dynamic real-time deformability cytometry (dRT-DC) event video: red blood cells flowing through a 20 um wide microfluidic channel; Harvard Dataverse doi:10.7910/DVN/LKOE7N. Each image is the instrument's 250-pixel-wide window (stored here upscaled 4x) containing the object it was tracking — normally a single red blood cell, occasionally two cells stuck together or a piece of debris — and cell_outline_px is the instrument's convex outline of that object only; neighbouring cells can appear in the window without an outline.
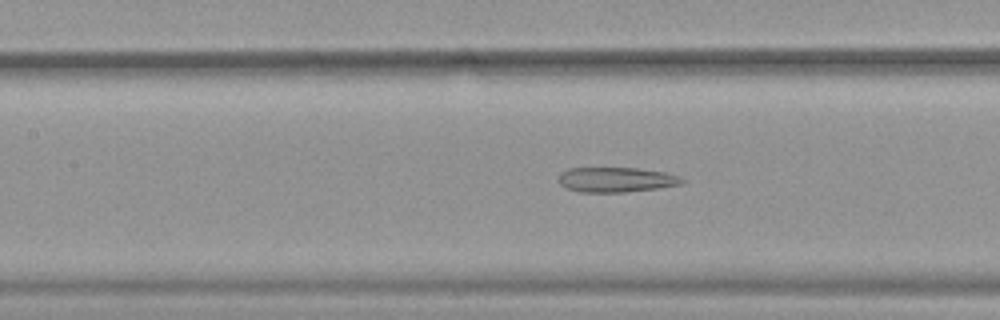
{"species": "common noctule bat (a hibernating species)", "species_latin": "Nyctalus noctula", "temperature_condition": "warm", "stored_images_in_passage": 52, "camera_frame_rate_fps": 3000, "um_per_image_px": 0.085, "animal": {"sex": "female", "body_mass_g": 19.9}, "frame": {"image": 1, "passage_image": 24, "time_ms": 7.667, "image_size_px": [1000, 320], "cell_outline_px": [[684, 184], [656, 188], [624, 192], [580, 192], [568, 188], [560, 184], [560, 172], [568, 168], [636, 168], [664, 172], [680, 176], [684, 180]], "centroid_in_image_um": [52.39, 15.27], "position_along_channel_um": 155.0, "area_um2": 17.8}}
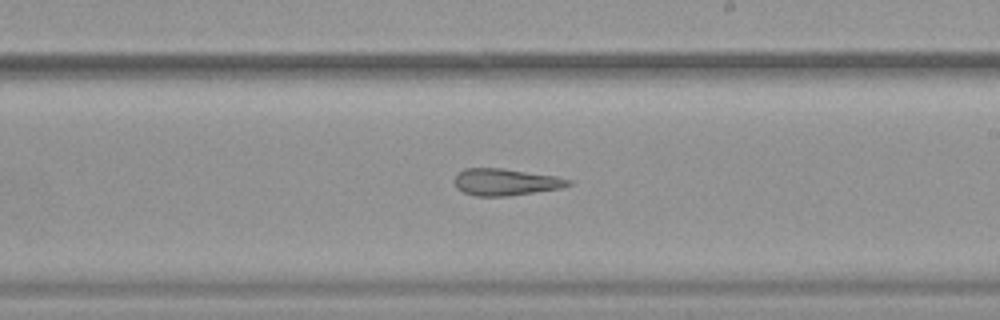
{"frame": {"image": 2, "passage_image": 31, "time_ms": 10.0, "image_size_px": [1000, 320], "cell_outline_px": [[572, 184], [564, 188], [508, 196], [476, 196], [464, 192], [456, 188], [452, 180], [464, 168], [504, 168], [556, 176], [572, 180]], "centroid_in_image_um": [42.99, 15.47], "position_along_channel_um": 246.0, "area_um2": 18.03}}
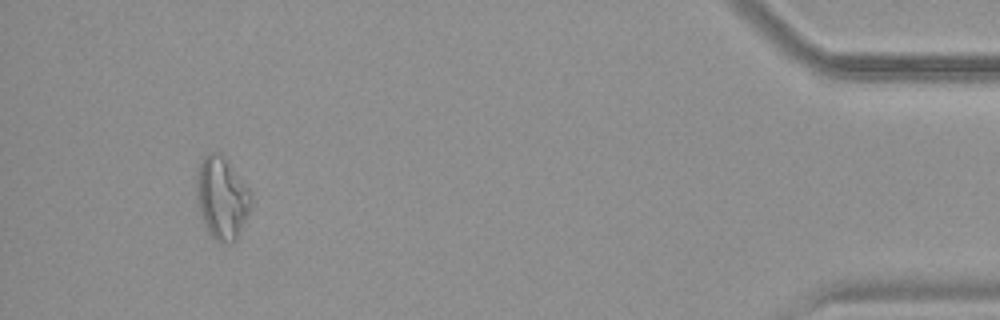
{"frame": {"image": 3, "passage_image": 49, "time_ms": 16.0, "image_size_px": [1000, 320], "cell_outline_px": [[252, 204], [236, 236], [232, 240], [216, 240], [208, 232], [204, 224], [200, 212], [196, 188], [196, 176], [200, 164], [204, 156], [208, 152], [220, 152], [252, 192]], "centroid_in_image_um": [18.85, 16.74], "position_along_channel_um": 416.4, "area_um2": 25.43}, "authors_computed_cell_mechanics": {"area_um2": 23.3801, "velocity_mm_per_s": 3.9228, "shape_relaxation_time_tau1_ms": null, "shape_relaxation_time_tau2_ms": 6.626, "deformation_change_tau1": null, "deformation_change_tau2": 0.2066}}